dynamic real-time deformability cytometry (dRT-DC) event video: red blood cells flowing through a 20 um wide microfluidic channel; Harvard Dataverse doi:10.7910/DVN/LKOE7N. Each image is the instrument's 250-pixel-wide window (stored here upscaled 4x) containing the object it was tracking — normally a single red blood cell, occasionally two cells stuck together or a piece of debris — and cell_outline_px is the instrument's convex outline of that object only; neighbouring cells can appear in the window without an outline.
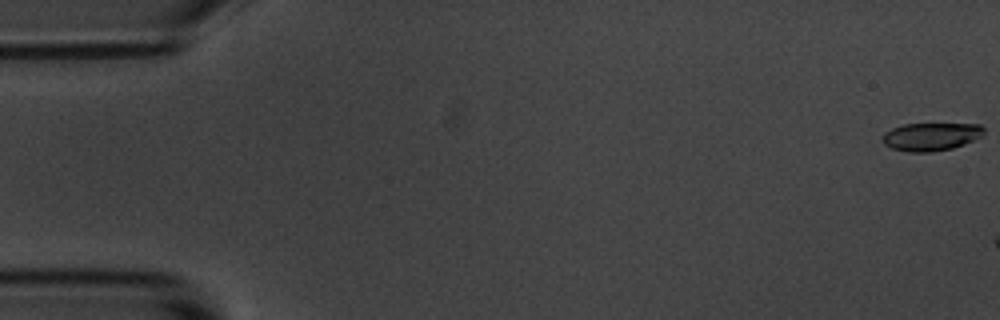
{"species": "common noctule bat (a hibernating species)", "species_latin": "Nyctalus noctula", "temperature_condition": "room temperature", "stored_images_in_passage": 13, "camera_frame_rate_fps": 3000, "um_per_image_px": 0.085, "animal": {"sex": "male", "body_mass_g": 20.1, "forearm_length_mm": 53.5}, "frame": {"image": 1, "passage_image": 1, "time_ms": 0.0, "image_size_px": [1000, 320], "cell_outline_px": [[984, 132], [980, 136], [964, 144], [952, 148], [932, 152], [908, 152], [892, 148], [884, 144], [880, 140], [884, 132], [892, 128], [904, 124], [980, 124], [984, 128]], "centroid_in_image_um": [79.08, 11.61], "position_along_channel_um": 5.9, "area_um2": 16.53}}